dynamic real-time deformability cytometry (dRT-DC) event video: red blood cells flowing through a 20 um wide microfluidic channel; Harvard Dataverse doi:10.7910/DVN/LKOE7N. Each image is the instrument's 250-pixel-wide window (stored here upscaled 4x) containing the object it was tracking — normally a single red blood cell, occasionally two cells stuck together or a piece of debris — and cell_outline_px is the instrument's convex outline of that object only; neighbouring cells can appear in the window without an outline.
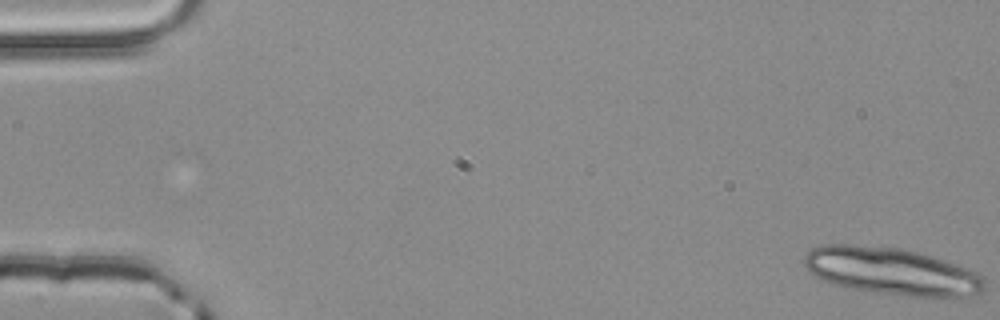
{"species": "common noctule bat (a hibernating species)", "species_latin": "Nyctalus noctula", "temperature_condition": "room temperature", "stored_images_in_passage": 16, "camera_frame_rate_fps": 3000, "um_per_image_px": 0.085, "animal": {"sex": "male", "body_mass_g": 20.4}, "frame": {"image": 1, "passage_image": 1, "time_ms": 0.0, "image_size_px": [1000, 320], "cell_outline_px": [[984, 288], [976, 296], [908, 296], [872, 292], [832, 284], [816, 276], [804, 264], [804, 256], [812, 248], [824, 244], [852, 244], [900, 248], [932, 256], [980, 272], [984, 276]], "centroid_in_image_um": [75.81, 23.05], "position_along_channel_um": 9.2, "area_um2": 49.48}}